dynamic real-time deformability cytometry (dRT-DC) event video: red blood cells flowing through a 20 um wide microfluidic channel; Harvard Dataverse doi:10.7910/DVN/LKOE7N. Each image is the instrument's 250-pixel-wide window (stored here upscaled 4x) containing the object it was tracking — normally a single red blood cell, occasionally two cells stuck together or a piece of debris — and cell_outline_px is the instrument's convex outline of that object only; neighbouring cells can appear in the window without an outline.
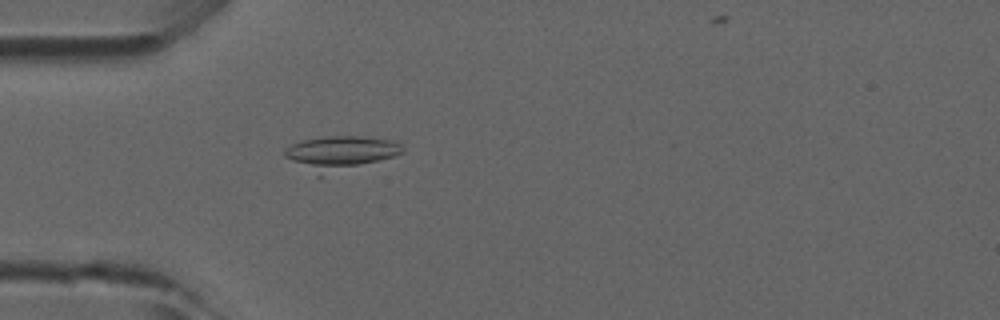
{"species": "common noctule bat (a hibernating species)", "species_latin": "Nyctalus noctula", "temperature_condition": "room temperature", "stored_images_in_passage": 47, "camera_frame_rate_fps": 3000, "um_per_image_px": 0.085, "animal": {"sex": "male", "forearm_length_mm": 52.5}, "frame": {"image": 1, "passage_image": 14, "time_ms": 4.333, "image_size_px": [1000, 320], "cell_outline_px": [[404, 152], [392, 156], [320, 176], [316, 176], [284, 156], [284, 148], [292, 144], [304, 140], [328, 136], [360, 136], [388, 140], [400, 144], [404, 148]], "centroid_in_image_um": [28.85, 12.99], "position_along_channel_um": 56.1, "area_um2": 22.6}}
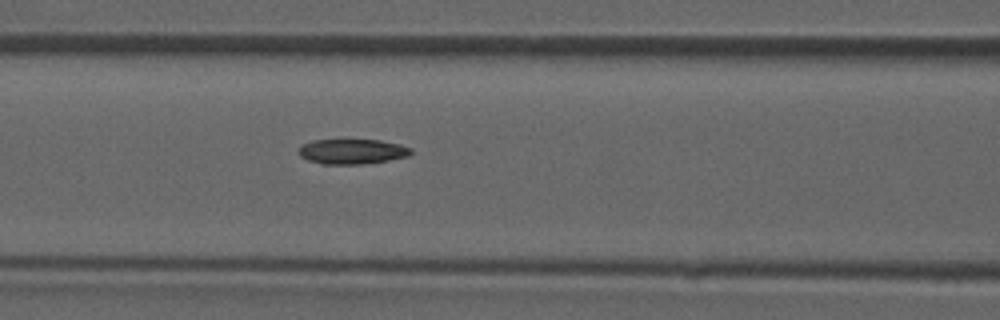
{"frame": {"image": 2, "passage_image": 20, "time_ms": 6.333, "image_size_px": [1000, 320], "cell_outline_px": [[412, 152], [408, 156], [388, 160], [360, 164], [324, 164], [308, 160], [300, 156], [296, 152], [304, 144], [312, 140], [380, 140], [400, 144], [412, 148]], "centroid_in_image_um": [29.93, 12.87], "position_along_channel_um": 136.7, "area_um2": 16.3}}